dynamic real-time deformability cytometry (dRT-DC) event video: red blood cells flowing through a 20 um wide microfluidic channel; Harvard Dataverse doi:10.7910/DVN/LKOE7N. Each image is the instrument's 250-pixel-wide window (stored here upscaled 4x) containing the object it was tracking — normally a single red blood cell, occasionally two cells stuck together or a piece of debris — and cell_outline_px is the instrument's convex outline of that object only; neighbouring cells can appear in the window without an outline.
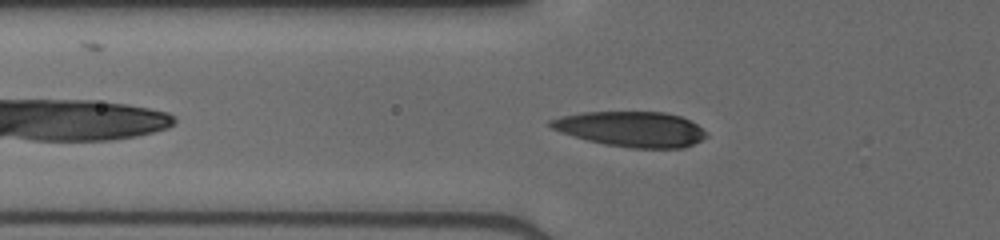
{"species": "human", "species_latin": "Homo sapiens", "temperature_condition": "cold", "stored_images_in_passage": 38, "camera_frame_rate_fps": 3000, "um_per_image_px": 0.085, "donor": {"sex": "male"}, "frame": {"image": 1, "passage_image": 5, "time_ms": 1.333, "image_size_px": [1000, 240], "cell_outline_px": [[708, 136], [684, 148], [632, 148], [604, 144], [588, 140], [560, 132], [552, 128], [548, 124], [548, 120], [560, 116], [580, 112], [664, 112], [680, 116], [696, 124], [708, 132]], "centroid_in_image_um": [53.64, 10.97], "position_along_channel_um": 72.2, "area_um2": 32.02}}
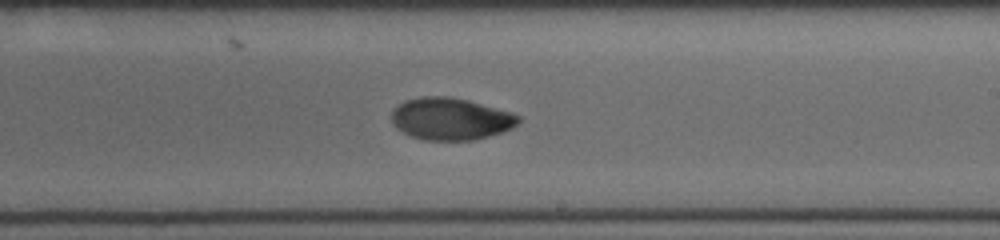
{"frame": {"image": 2, "passage_image": 18, "time_ms": 5.667, "image_size_px": [1000, 240], "cell_outline_px": [[520, 120], [512, 128], [488, 136], [472, 140], [424, 140], [412, 136], [396, 128], [392, 124], [392, 112], [404, 100], [420, 96], [448, 96], [468, 100], [512, 112], [520, 116]], "centroid_in_image_um": [38.3, 10.09], "position_along_channel_um": 250.7, "area_um2": 31.04}}
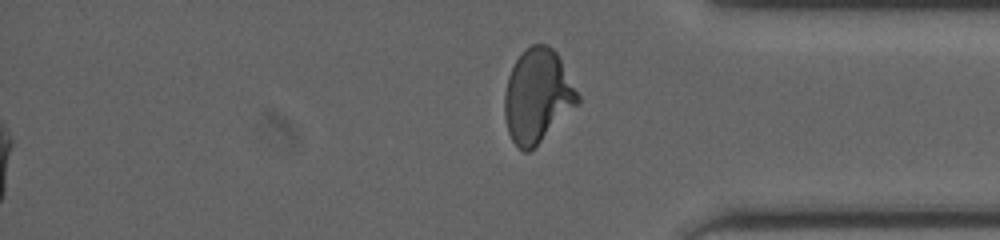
{"frame": {"image": 3, "passage_image": 38, "time_ms": 12.333, "image_size_px": [1000, 240], "cell_outline_px": [[580, 100], [528, 152], [524, 152], [512, 140], [508, 132], [504, 116], [504, 96], [508, 76], [516, 60], [532, 44], [548, 44], [556, 52], [580, 96]], "centroid_in_image_um": [45.65, 8.12], "position_along_channel_um": 389.6, "area_um2": 38.78}}